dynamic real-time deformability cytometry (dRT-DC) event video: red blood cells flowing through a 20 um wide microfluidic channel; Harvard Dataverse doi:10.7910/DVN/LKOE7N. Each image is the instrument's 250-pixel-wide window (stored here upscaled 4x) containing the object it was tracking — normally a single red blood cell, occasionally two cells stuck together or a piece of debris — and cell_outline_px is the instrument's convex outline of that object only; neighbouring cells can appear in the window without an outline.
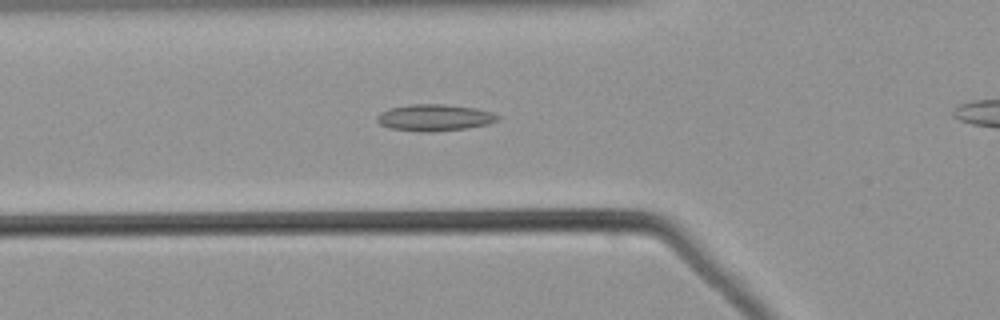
{"species": "common noctule bat (a hibernating species)", "species_latin": "Nyctalus noctula", "temperature_condition": "warm", "stored_images_in_passage": 29, "camera_frame_rate_fps": 3000, "um_per_image_px": 0.085, "animal": {"sex": "male", "body_mass_g": 21.5, "forearm_length_mm": 52.0}, "frame": {"image": 1, "passage_image": 2, "time_ms": 0.333, "image_size_px": [1000, 320], "cell_outline_px": [[500, 120], [488, 124], [468, 128], [432, 132], [420, 132], [388, 128], [380, 124], [376, 120], [376, 116], [380, 112], [388, 108], [408, 104], [444, 104], [476, 108], [492, 112], [500, 116]], "centroid_in_image_um": [36.92, 10.0], "position_along_channel_um": 88.9, "area_um2": 19.07}}
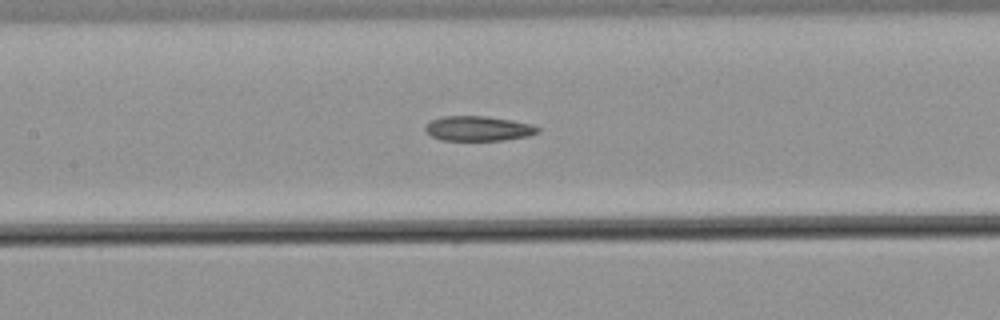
{"frame": {"image": 2, "passage_image": 8, "time_ms": 2.333, "image_size_px": [1000, 320], "cell_outline_px": [[540, 132], [528, 136], [504, 140], [440, 140], [432, 136], [424, 128], [432, 120], [440, 116], [488, 116], [512, 120], [532, 124], [540, 128]], "centroid_in_image_um": [40.69, 10.92], "position_along_channel_um": 166.7, "area_um2": 16.3}}
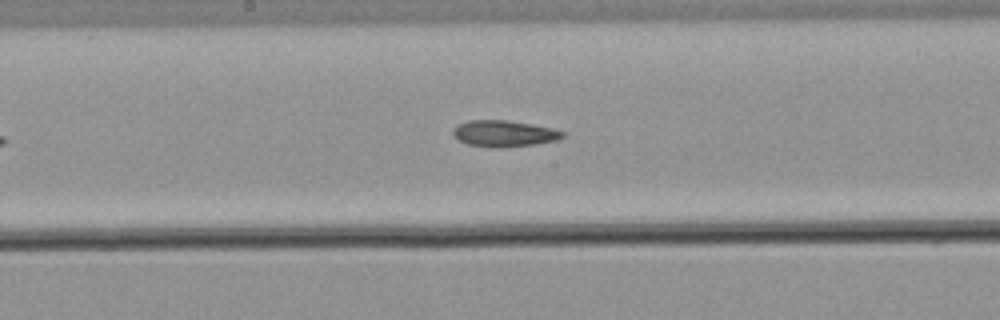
{"frame": {"image": 3, "passage_image": 11, "time_ms": 3.333, "image_size_px": [1000, 320], "cell_outline_px": [[564, 136], [556, 140], [532, 144], [504, 148], [500, 148], [468, 144], [460, 140], [452, 132], [452, 128], [468, 120], [508, 120], [532, 124], [552, 128], [564, 132]], "centroid_in_image_um": [42.84, 11.34], "position_along_channel_um": 205.4, "area_um2": 16.59}}